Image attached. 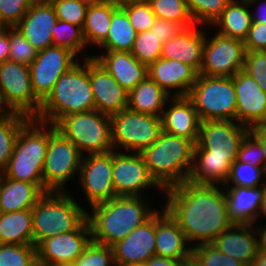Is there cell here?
<instances>
[{"mask_svg":"<svg viewBox=\"0 0 266 266\" xmlns=\"http://www.w3.org/2000/svg\"><path fill=\"white\" fill-rule=\"evenodd\" d=\"M250 129H266V118L261 124L251 127Z\"/></svg>","mask_w":266,"mask_h":266,"instance_id":"63","label":"cell"},{"mask_svg":"<svg viewBox=\"0 0 266 266\" xmlns=\"http://www.w3.org/2000/svg\"><path fill=\"white\" fill-rule=\"evenodd\" d=\"M146 195L116 196L92 206L87 212L92 241L112 246L146 222L158 210Z\"/></svg>","mask_w":266,"mask_h":266,"instance_id":"2","label":"cell"},{"mask_svg":"<svg viewBox=\"0 0 266 266\" xmlns=\"http://www.w3.org/2000/svg\"><path fill=\"white\" fill-rule=\"evenodd\" d=\"M247 2L249 4L252 21L256 23H266V0H248ZM256 4L258 5L257 7L255 6ZM252 6H255V8Z\"/></svg>","mask_w":266,"mask_h":266,"instance_id":"53","label":"cell"},{"mask_svg":"<svg viewBox=\"0 0 266 266\" xmlns=\"http://www.w3.org/2000/svg\"><path fill=\"white\" fill-rule=\"evenodd\" d=\"M256 225L257 234H258V245H259V251H263L266 253V223H261L259 226Z\"/></svg>","mask_w":266,"mask_h":266,"instance_id":"57","label":"cell"},{"mask_svg":"<svg viewBox=\"0 0 266 266\" xmlns=\"http://www.w3.org/2000/svg\"><path fill=\"white\" fill-rule=\"evenodd\" d=\"M122 9L137 33L151 30L157 19L149 2L126 5Z\"/></svg>","mask_w":266,"mask_h":266,"instance_id":"47","label":"cell"},{"mask_svg":"<svg viewBox=\"0 0 266 266\" xmlns=\"http://www.w3.org/2000/svg\"><path fill=\"white\" fill-rule=\"evenodd\" d=\"M58 20L69 22L83 28L90 3L83 0H50Z\"/></svg>","mask_w":266,"mask_h":266,"instance_id":"45","label":"cell"},{"mask_svg":"<svg viewBox=\"0 0 266 266\" xmlns=\"http://www.w3.org/2000/svg\"><path fill=\"white\" fill-rule=\"evenodd\" d=\"M250 128L233 120H202L194 150H208V157L227 158L233 163Z\"/></svg>","mask_w":266,"mask_h":266,"instance_id":"13","label":"cell"},{"mask_svg":"<svg viewBox=\"0 0 266 266\" xmlns=\"http://www.w3.org/2000/svg\"><path fill=\"white\" fill-rule=\"evenodd\" d=\"M227 199L228 212L234 224H258L262 186H223Z\"/></svg>","mask_w":266,"mask_h":266,"instance_id":"28","label":"cell"},{"mask_svg":"<svg viewBox=\"0 0 266 266\" xmlns=\"http://www.w3.org/2000/svg\"><path fill=\"white\" fill-rule=\"evenodd\" d=\"M266 182L265 166H251L239 162L232 163L230 174L224 186H245L247 188L260 187Z\"/></svg>","mask_w":266,"mask_h":266,"instance_id":"38","label":"cell"},{"mask_svg":"<svg viewBox=\"0 0 266 266\" xmlns=\"http://www.w3.org/2000/svg\"><path fill=\"white\" fill-rule=\"evenodd\" d=\"M164 209L177 222L191 247L212 243L234 223L222 185L184 182L163 192Z\"/></svg>","mask_w":266,"mask_h":266,"instance_id":"1","label":"cell"},{"mask_svg":"<svg viewBox=\"0 0 266 266\" xmlns=\"http://www.w3.org/2000/svg\"><path fill=\"white\" fill-rule=\"evenodd\" d=\"M191 255L201 266H246L232 256L225 255L211 243L193 246Z\"/></svg>","mask_w":266,"mask_h":266,"instance_id":"44","label":"cell"},{"mask_svg":"<svg viewBox=\"0 0 266 266\" xmlns=\"http://www.w3.org/2000/svg\"><path fill=\"white\" fill-rule=\"evenodd\" d=\"M83 1H86L88 3H93V2H97V1H103V0H83Z\"/></svg>","mask_w":266,"mask_h":266,"instance_id":"64","label":"cell"},{"mask_svg":"<svg viewBox=\"0 0 266 266\" xmlns=\"http://www.w3.org/2000/svg\"><path fill=\"white\" fill-rule=\"evenodd\" d=\"M187 27L183 23L157 18L151 31L156 33L162 43L180 35Z\"/></svg>","mask_w":266,"mask_h":266,"instance_id":"51","label":"cell"},{"mask_svg":"<svg viewBox=\"0 0 266 266\" xmlns=\"http://www.w3.org/2000/svg\"><path fill=\"white\" fill-rule=\"evenodd\" d=\"M129 93L147 76V66L130 52L104 51L92 55Z\"/></svg>","mask_w":266,"mask_h":266,"instance_id":"27","label":"cell"},{"mask_svg":"<svg viewBox=\"0 0 266 266\" xmlns=\"http://www.w3.org/2000/svg\"><path fill=\"white\" fill-rule=\"evenodd\" d=\"M86 218L75 230L44 239L37 246L38 266H71L91 242Z\"/></svg>","mask_w":266,"mask_h":266,"instance_id":"15","label":"cell"},{"mask_svg":"<svg viewBox=\"0 0 266 266\" xmlns=\"http://www.w3.org/2000/svg\"><path fill=\"white\" fill-rule=\"evenodd\" d=\"M181 260L152 256L143 266H179Z\"/></svg>","mask_w":266,"mask_h":266,"instance_id":"55","label":"cell"},{"mask_svg":"<svg viewBox=\"0 0 266 266\" xmlns=\"http://www.w3.org/2000/svg\"><path fill=\"white\" fill-rule=\"evenodd\" d=\"M237 160L251 166H265L264 150L260 142L250 132L241 143Z\"/></svg>","mask_w":266,"mask_h":266,"instance_id":"50","label":"cell"},{"mask_svg":"<svg viewBox=\"0 0 266 266\" xmlns=\"http://www.w3.org/2000/svg\"><path fill=\"white\" fill-rule=\"evenodd\" d=\"M136 36L137 32L131 25L127 13L122 8H117L112 13L108 35L97 49L102 50V52H131Z\"/></svg>","mask_w":266,"mask_h":266,"instance_id":"35","label":"cell"},{"mask_svg":"<svg viewBox=\"0 0 266 266\" xmlns=\"http://www.w3.org/2000/svg\"><path fill=\"white\" fill-rule=\"evenodd\" d=\"M205 30L202 25L197 24L187 28L180 35L163 43L160 57L169 60L176 59L190 65L200 73L206 38Z\"/></svg>","mask_w":266,"mask_h":266,"instance_id":"25","label":"cell"},{"mask_svg":"<svg viewBox=\"0 0 266 266\" xmlns=\"http://www.w3.org/2000/svg\"><path fill=\"white\" fill-rule=\"evenodd\" d=\"M55 127L82 155L114 150L110 115L95 109L68 114Z\"/></svg>","mask_w":266,"mask_h":266,"instance_id":"7","label":"cell"},{"mask_svg":"<svg viewBox=\"0 0 266 266\" xmlns=\"http://www.w3.org/2000/svg\"><path fill=\"white\" fill-rule=\"evenodd\" d=\"M10 111L4 106L3 102H0V119L4 117Z\"/></svg>","mask_w":266,"mask_h":266,"instance_id":"62","label":"cell"},{"mask_svg":"<svg viewBox=\"0 0 266 266\" xmlns=\"http://www.w3.org/2000/svg\"><path fill=\"white\" fill-rule=\"evenodd\" d=\"M114 2L118 8H122L126 5L134 4V3H145L149 2L150 0H111Z\"/></svg>","mask_w":266,"mask_h":266,"instance_id":"60","label":"cell"},{"mask_svg":"<svg viewBox=\"0 0 266 266\" xmlns=\"http://www.w3.org/2000/svg\"><path fill=\"white\" fill-rule=\"evenodd\" d=\"M35 0H0V21L5 27H15Z\"/></svg>","mask_w":266,"mask_h":266,"instance_id":"48","label":"cell"},{"mask_svg":"<svg viewBox=\"0 0 266 266\" xmlns=\"http://www.w3.org/2000/svg\"><path fill=\"white\" fill-rule=\"evenodd\" d=\"M206 38L199 74L206 76L233 77L243 70L246 48L244 41L212 32Z\"/></svg>","mask_w":266,"mask_h":266,"instance_id":"12","label":"cell"},{"mask_svg":"<svg viewBox=\"0 0 266 266\" xmlns=\"http://www.w3.org/2000/svg\"><path fill=\"white\" fill-rule=\"evenodd\" d=\"M156 212L112 245L115 266H143L156 255Z\"/></svg>","mask_w":266,"mask_h":266,"instance_id":"18","label":"cell"},{"mask_svg":"<svg viewBox=\"0 0 266 266\" xmlns=\"http://www.w3.org/2000/svg\"><path fill=\"white\" fill-rule=\"evenodd\" d=\"M53 46H61L71 50L80 59L92 57L93 54H86L87 43L83 35V28L75 24L58 20L52 27ZM81 53V54H80ZM83 55L80 57V55ZM86 54V55H85Z\"/></svg>","mask_w":266,"mask_h":266,"instance_id":"37","label":"cell"},{"mask_svg":"<svg viewBox=\"0 0 266 266\" xmlns=\"http://www.w3.org/2000/svg\"><path fill=\"white\" fill-rule=\"evenodd\" d=\"M10 39L9 60L30 66L38 50L23 36L16 27H8Z\"/></svg>","mask_w":266,"mask_h":266,"instance_id":"43","label":"cell"},{"mask_svg":"<svg viewBox=\"0 0 266 266\" xmlns=\"http://www.w3.org/2000/svg\"><path fill=\"white\" fill-rule=\"evenodd\" d=\"M247 1L231 0L210 28L219 34L244 41L252 25ZM213 27V28H212Z\"/></svg>","mask_w":266,"mask_h":266,"instance_id":"31","label":"cell"},{"mask_svg":"<svg viewBox=\"0 0 266 266\" xmlns=\"http://www.w3.org/2000/svg\"><path fill=\"white\" fill-rule=\"evenodd\" d=\"M10 39L8 34V27L0 30V64L9 60Z\"/></svg>","mask_w":266,"mask_h":266,"instance_id":"54","label":"cell"},{"mask_svg":"<svg viewBox=\"0 0 266 266\" xmlns=\"http://www.w3.org/2000/svg\"><path fill=\"white\" fill-rule=\"evenodd\" d=\"M113 149L141 153L151 146L162 132L161 117L124 109L111 114Z\"/></svg>","mask_w":266,"mask_h":266,"instance_id":"10","label":"cell"},{"mask_svg":"<svg viewBox=\"0 0 266 266\" xmlns=\"http://www.w3.org/2000/svg\"><path fill=\"white\" fill-rule=\"evenodd\" d=\"M113 184L116 196H145L147 189H159L152 179L140 153L113 150ZM162 194V195H161Z\"/></svg>","mask_w":266,"mask_h":266,"instance_id":"17","label":"cell"},{"mask_svg":"<svg viewBox=\"0 0 266 266\" xmlns=\"http://www.w3.org/2000/svg\"><path fill=\"white\" fill-rule=\"evenodd\" d=\"M3 212H2V209H1V204H0V215L2 214Z\"/></svg>","mask_w":266,"mask_h":266,"instance_id":"66","label":"cell"},{"mask_svg":"<svg viewBox=\"0 0 266 266\" xmlns=\"http://www.w3.org/2000/svg\"><path fill=\"white\" fill-rule=\"evenodd\" d=\"M0 244L33 245L31 209L0 215Z\"/></svg>","mask_w":266,"mask_h":266,"instance_id":"34","label":"cell"},{"mask_svg":"<svg viewBox=\"0 0 266 266\" xmlns=\"http://www.w3.org/2000/svg\"><path fill=\"white\" fill-rule=\"evenodd\" d=\"M80 60L71 50L61 46H51L38 51L35 60L29 66L35 96L43 102L52 92L60 76Z\"/></svg>","mask_w":266,"mask_h":266,"instance_id":"16","label":"cell"},{"mask_svg":"<svg viewBox=\"0 0 266 266\" xmlns=\"http://www.w3.org/2000/svg\"><path fill=\"white\" fill-rule=\"evenodd\" d=\"M252 266H266V253L263 251H258L253 260Z\"/></svg>","mask_w":266,"mask_h":266,"instance_id":"59","label":"cell"},{"mask_svg":"<svg viewBox=\"0 0 266 266\" xmlns=\"http://www.w3.org/2000/svg\"><path fill=\"white\" fill-rule=\"evenodd\" d=\"M71 266H115L112 247L91 240Z\"/></svg>","mask_w":266,"mask_h":266,"instance_id":"46","label":"cell"},{"mask_svg":"<svg viewBox=\"0 0 266 266\" xmlns=\"http://www.w3.org/2000/svg\"><path fill=\"white\" fill-rule=\"evenodd\" d=\"M246 50H266V23L252 22L247 38L244 40Z\"/></svg>","mask_w":266,"mask_h":266,"instance_id":"52","label":"cell"},{"mask_svg":"<svg viewBox=\"0 0 266 266\" xmlns=\"http://www.w3.org/2000/svg\"><path fill=\"white\" fill-rule=\"evenodd\" d=\"M58 21L50 0H35L15 26L38 51L53 46L52 27Z\"/></svg>","mask_w":266,"mask_h":266,"instance_id":"21","label":"cell"},{"mask_svg":"<svg viewBox=\"0 0 266 266\" xmlns=\"http://www.w3.org/2000/svg\"><path fill=\"white\" fill-rule=\"evenodd\" d=\"M156 211V255L175 260H185L191 256L192 247L185 234L170 214L161 208Z\"/></svg>","mask_w":266,"mask_h":266,"instance_id":"26","label":"cell"},{"mask_svg":"<svg viewBox=\"0 0 266 266\" xmlns=\"http://www.w3.org/2000/svg\"><path fill=\"white\" fill-rule=\"evenodd\" d=\"M46 192L43 184L14 180L0 173V204L3 213L32 209Z\"/></svg>","mask_w":266,"mask_h":266,"instance_id":"29","label":"cell"},{"mask_svg":"<svg viewBox=\"0 0 266 266\" xmlns=\"http://www.w3.org/2000/svg\"><path fill=\"white\" fill-rule=\"evenodd\" d=\"M49 143V123L30 118L20 129L6 177L34 184H43L42 170Z\"/></svg>","mask_w":266,"mask_h":266,"instance_id":"5","label":"cell"},{"mask_svg":"<svg viewBox=\"0 0 266 266\" xmlns=\"http://www.w3.org/2000/svg\"><path fill=\"white\" fill-rule=\"evenodd\" d=\"M231 0H186L189 12L197 25L210 27Z\"/></svg>","mask_w":266,"mask_h":266,"instance_id":"40","label":"cell"},{"mask_svg":"<svg viewBox=\"0 0 266 266\" xmlns=\"http://www.w3.org/2000/svg\"><path fill=\"white\" fill-rule=\"evenodd\" d=\"M179 266H201V265L191 255L189 258H187L185 260H181Z\"/></svg>","mask_w":266,"mask_h":266,"instance_id":"61","label":"cell"},{"mask_svg":"<svg viewBox=\"0 0 266 266\" xmlns=\"http://www.w3.org/2000/svg\"><path fill=\"white\" fill-rule=\"evenodd\" d=\"M243 71L266 93V52L246 50Z\"/></svg>","mask_w":266,"mask_h":266,"instance_id":"49","label":"cell"},{"mask_svg":"<svg viewBox=\"0 0 266 266\" xmlns=\"http://www.w3.org/2000/svg\"><path fill=\"white\" fill-rule=\"evenodd\" d=\"M250 133L260 142L264 150L265 169H266V129H250Z\"/></svg>","mask_w":266,"mask_h":266,"instance_id":"56","label":"cell"},{"mask_svg":"<svg viewBox=\"0 0 266 266\" xmlns=\"http://www.w3.org/2000/svg\"><path fill=\"white\" fill-rule=\"evenodd\" d=\"M113 150L82 156L78 183L89 208L116 197L113 177Z\"/></svg>","mask_w":266,"mask_h":266,"instance_id":"14","label":"cell"},{"mask_svg":"<svg viewBox=\"0 0 266 266\" xmlns=\"http://www.w3.org/2000/svg\"><path fill=\"white\" fill-rule=\"evenodd\" d=\"M171 96L148 76L128 94V109L161 117Z\"/></svg>","mask_w":266,"mask_h":266,"instance_id":"32","label":"cell"},{"mask_svg":"<svg viewBox=\"0 0 266 266\" xmlns=\"http://www.w3.org/2000/svg\"><path fill=\"white\" fill-rule=\"evenodd\" d=\"M200 120L236 121L237 97L234 76H206L198 74L187 96Z\"/></svg>","mask_w":266,"mask_h":266,"instance_id":"8","label":"cell"},{"mask_svg":"<svg viewBox=\"0 0 266 266\" xmlns=\"http://www.w3.org/2000/svg\"><path fill=\"white\" fill-rule=\"evenodd\" d=\"M5 26L3 25V23L0 21V30H2Z\"/></svg>","mask_w":266,"mask_h":266,"instance_id":"65","label":"cell"},{"mask_svg":"<svg viewBox=\"0 0 266 266\" xmlns=\"http://www.w3.org/2000/svg\"><path fill=\"white\" fill-rule=\"evenodd\" d=\"M225 255L232 256L246 266L252 265L259 251L255 224H233L211 243Z\"/></svg>","mask_w":266,"mask_h":266,"instance_id":"24","label":"cell"},{"mask_svg":"<svg viewBox=\"0 0 266 266\" xmlns=\"http://www.w3.org/2000/svg\"><path fill=\"white\" fill-rule=\"evenodd\" d=\"M117 8V5L111 0L97 1L89 4L83 26V35L88 48L92 46L97 48L106 39L112 13Z\"/></svg>","mask_w":266,"mask_h":266,"instance_id":"33","label":"cell"},{"mask_svg":"<svg viewBox=\"0 0 266 266\" xmlns=\"http://www.w3.org/2000/svg\"><path fill=\"white\" fill-rule=\"evenodd\" d=\"M82 156L77 147L49 123V143L42 170L44 189L68 191L67 183L78 178Z\"/></svg>","mask_w":266,"mask_h":266,"instance_id":"9","label":"cell"},{"mask_svg":"<svg viewBox=\"0 0 266 266\" xmlns=\"http://www.w3.org/2000/svg\"><path fill=\"white\" fill-rule=\"evenodd\" d=\"M0 95L10 111L35 118L42 102L35 96L28 65L7 60L0 64Z\"/></svg>","mask_w":266,"mask_h":266,"instance_id":"11","label":"cell"},{"mask_svg":"<svg viewBox=\"0 0 266 266\" xmlns=\"http://www.w3.org/2000/svg\"><path fill=\"white\" fill-rule=\"evenodd\" d=\"M194 145L187 138L162 131L158 139L140 153L152 179L163 191L188 180Z\"/></svg>","mask_w":266,"mask_h":266,"instance_id":"3","label":"cell"},{"mask_svg":"<svg viewBox=\"0 0 266 266\" xmlns=\"http://www.w3.org/2000/svg\"><path fill=\"white\" fill-rule=\"evenodd\" d=\"M161 121L162 131L197 143L201 120L187 96L170 97L165 104Z\"/></svg>","mask_w":266,"mask_h":266,"instance_id":"23","label":"cell"},{"mask_svg":"<svg viewBox=\"0 0 266 266\" xmlns=\"http://www.w3.org/2000/svg\"><path fill=\"white\" fill-rule=\"evenodd\" d=\"M88 211L73 198L70 190L46 192L31 209L33 245L75 230L87 218Z\"/></svg>","mask_w":266,"mask_h":266,"instance_id":"6","label":"cell"},{"mask_svg":"<svg viewBox=\"0 0 266 266\" xmlns=\"http://www.w3.org/2000/svg\"><path fill=\"white\" fill-rule=\"evenodd\" d=\"M231 166L227 158L208 157V150H194L193 165L187 181L197 185L224 186Z\"/></svg>","mask_w":266,"mask_h":266,"instance_id":"30","label":"cell"},{"mask_svg":"<svg viewBox=\"0 0 266 266\" xmlns=\"http://www.w3.org/2000/svg\"><path fill=\"white\" fill-rule=\"evenodd\" d=\"M163 43L156 33L149 31L137 33L131 54L147 67L160 58Z\"/></svg>","mask_w":266,"mask_h":266,"instance_id":"41","label":"cell"},{"mask_svg":"<svg viewBox=\"0 0 266 266\" xmlns=\"http://www.w3.org/2000/svg\"><path fill=\"white\" fill-rule=\"evenodd\" d=\"M0 266H38L36 246L0 244Z\"/></svg>","mask_w":266,"mask_h":266,"instance_id":"42","label":"cell"},{"mask_svg":"<svg viewBox=\"0 0 266 266\" xmlns=\"http://www.w3.org/2000/svg\"><path fill=\"white\" fill-rule=\"evenodd\" d=\"M263 196L260 204L258 225L266 219V182L262 185ZM264 216V217H263ZM263 217V219L261 218Z\"/></svg>","mask_w":266,"mask_h":266,"instance_id":"58","label":"cell"},{"mask_svg":"<svg viewBox=\"0 0 266 266\" xmlns=\"http://www.w3.org/2000/svg\"><path fill=\"white\" fill-rule=\"evenodd\" d=\"M237 97L236 121L251 128L266 118V93L243 70L234 75Z\"/></svg>","mask_w":266,"mask_h":266,"instance_id":"20","label":"cell"},{"mask_svg":"<svg viewBox=\"0 0 266 266\" xmlns=\"http://www.w3.org/2000/svg\"><path fill=\"white\" fill-rule=\"evenodd\" d=\"M95 109L89 81V58L81 59L56 81L52 92L42 102L35 119L55 125L71 113Z\"/></svg>","mask_w":266,"mask_h":266,"instance_id":"4","label":"cell"},{"mask_svg":"<svg viewBox=\"0 0 266 266\" xmlns=\"http://www.w3.org/2000/svg\"><path fill=\"white\" fill-rule=\"evenodd\" d=\"M149 3L157 18L183 23L187 28L195 25L186 0H150Z\"/></svg>","mask_w":266,"mask_h":266,"instance_id":"39","label":"cell"},{"mask_svg":"<svg viewBox=\"0 0 266 266\" xmlns=\"http://www.w3.org/2000/svg\"><path fill=\"white\" fill-rule=\"evenodd\" d=\"M148 77L171 97L188 96L197 80L198 72L176 59L159 58L147 67Z\"/></svg>","mask_w":266,"mask_h":266,"instance_id":"22","label":"cell"},{"mask_svg":"<svg viewBox=\"0 0 266 266\" xmlns=\"http://www.w3.org/2000/svg\"><path fill=\"white\" fill-rule=\"evenodd\" d=\"M89 81L95 110L111 115L128 108V92L94 57H89Z\"/></svg>","mask_w":266,"mask_h":266,"instance_id":"19","label":"cell"},{"mask_svg":"<svg viewBox=\"0 0 266 266\" xmlns=\"http://www.w3.org/2000/svg\"><path fill=\"white\" fill-rule=\"evenodd\" d=\"M29 119L15 112H9L0 119V173L8 166L17 135Z\"/></svg>","mask_w":266,"mask_h":266,"instance_id":"36","label":"cell"}]
</instances>
